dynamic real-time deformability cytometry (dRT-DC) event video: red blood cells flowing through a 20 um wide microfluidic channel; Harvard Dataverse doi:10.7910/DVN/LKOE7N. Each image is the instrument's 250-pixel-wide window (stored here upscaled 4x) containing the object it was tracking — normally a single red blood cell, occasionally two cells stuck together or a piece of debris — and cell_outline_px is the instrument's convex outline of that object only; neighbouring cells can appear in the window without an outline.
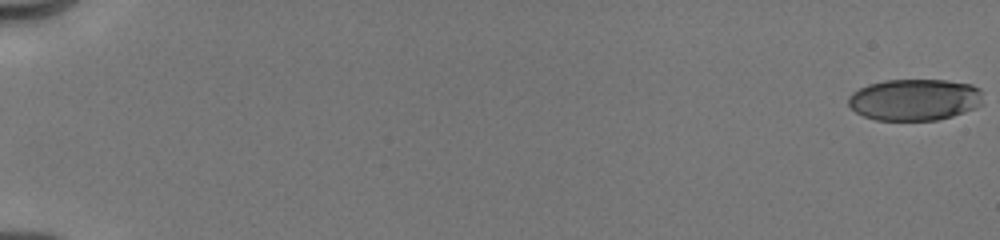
{"species": "human", "species_latin": "Homo sapiens", "temperature_condition": "cold", "stored_images_in_passage": 26, "camera_frame_rate_fps": 3000, "um_per_image_px": 0.085, "donor": {"sex": "male"}, "frame": {"image": 1, "passage_image": 1, "time_ms": 0.0, "image_size_px": [1000, 240], "cell_outline_px": [[984, 104], [976, 108], [952, 116], [936, 120], [876, 120], [864, 116], [856, 112], [848, 104], [848, 96], [852, 92], [868, 84], [884, 80], [944, 80], [972, 84], [980, 88]], "centroid_in_image_um": [77.77, 8.47], "position_along_channel_um": 7.2, "area_um2": 32.89}}
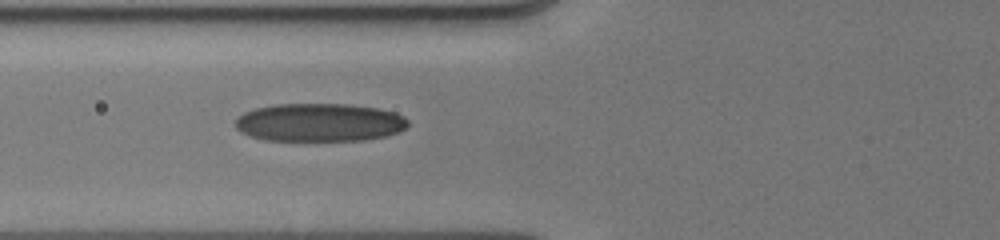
{"frame": {"image": 2, "passage_image": 19, "time_ms": 7.333, "image_size_px": [1000, 240], "cell_outline_px": [[408, 124], [400, 132], [384, 136], [364, 140], [268, 140], [252, 136], [240, 132], [236, 128], [236, 120], [244, 112], [256, 108], [272, 104], [348, 104], [380, 108], [396, 112], [404, 116], [408, 120]], "centroid_in_image_um": [27.19, 10.39], "position_along_channel_um": 98.6, "area_um2": 38.44}}
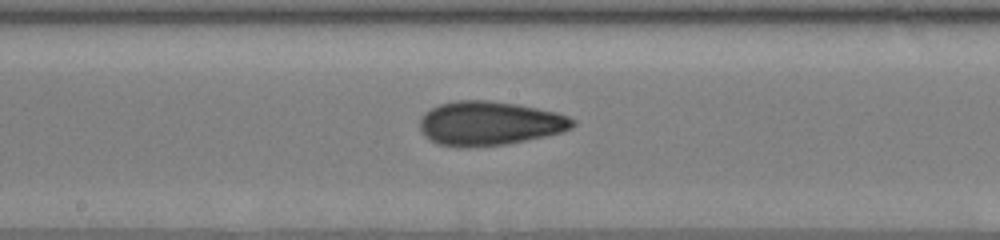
{"frame": {"image": 3, "passage_image": 26, "time_ms": 10.0, "image_size_px": [1000, 240], "cell_outline_px": [[576, 124], [572, 128], [560, 132], [544, 136], [504, 144], [468, 148], [464, 148], [436, 144], [428, 140], [420, 132], [420, 116], [424, 112], [440, 104], [456, 100], [488, 100], [516, 104], [556, 112], [568, 116], [576, 120]], "centroid_in_image_um": [41.55, 10.49], "position_along_channel_um": 206.6, "area_um2": 39.48}}